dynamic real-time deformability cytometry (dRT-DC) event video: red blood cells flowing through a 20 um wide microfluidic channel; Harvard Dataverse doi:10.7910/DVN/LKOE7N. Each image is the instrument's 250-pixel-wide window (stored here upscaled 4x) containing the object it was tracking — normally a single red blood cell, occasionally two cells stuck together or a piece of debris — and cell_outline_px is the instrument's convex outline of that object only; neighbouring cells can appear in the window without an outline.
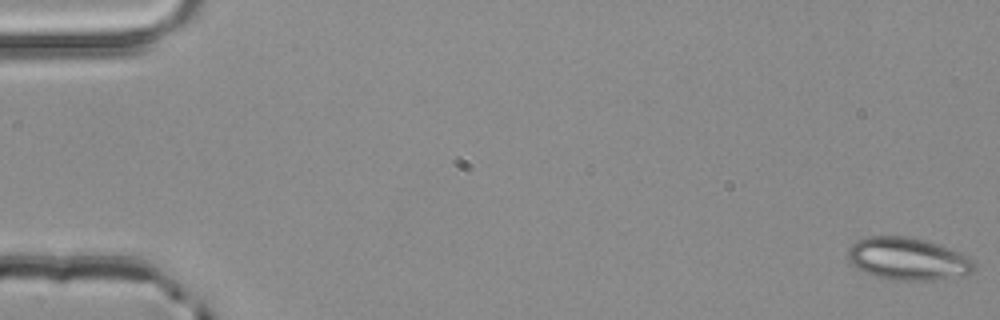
{"species": "common noctule bat (a hibernating species)", "species_latin": "Nyctalus noctula", "temperature_condition": "room temperature", "stored_images_in_passage": 54, "camera_frame_rate_fps": 3000, "um_per_image_px": 0.085, "animal": {"sex": "male", "body_mass_g": 20.4}, "frame": {"image": 1, "passage_image": 1, "time_ms": 0.0, "image_size_px": [1000, 320], "cell_outline_px": [[976, 268], [972, 272], [940, 280], [888, 280], [876, 276], [856, 268], [848, 260], [848, 248], [856, 240], [864, 236], [904, 236], [924, 240], [940, 244], [960, 252], [976, 260]], "centroid_in_image_um": [77.18, 22.0], "position_along_channel_um": 7.8, "area_um2": 31.62}}
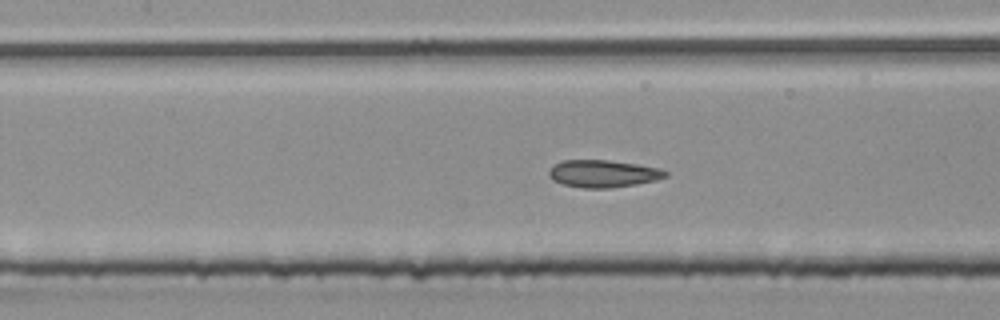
{"frame": {"image": 2, "passage_image": 25, "time_ms": 8.0, "image_size_px": [1000, 320], "cell_outline_px": [[668, 176], [656, 180], [636, 184], [612, 188], [580, 188], [564, 184], [552, 180], [548, 176], [548, 172], [560, 160], [608, 160], [636, 164], [660, 168], [668, 172]], "centroid_in_image_um": [51.27, 14.76], "position_along_channel_um": 156.1, "area_um2": 18.61}}
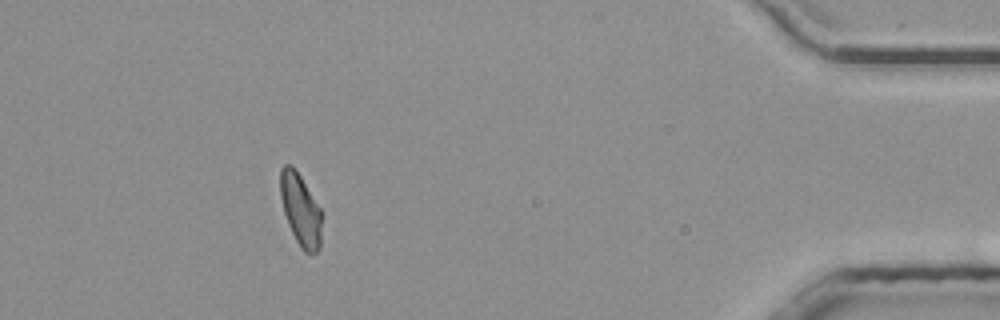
{"frame": {"image": 3, "passage_image": 49, "time_ms": 16.0, "image_size_px": [1000, 320], "cell_outline_px": [[320, 248], [312, 256], [304, 252], [300, 248], [288, 224], [284, 212], [280, 196], [280, 168], [284, 164], [292, 164], [300, 176], [320, 208]], "centroid_in_image_um": [25.52, 17.84], "position_along_channel_um": 409.7, "area_um2": 17.28}, "authors_computed_cell_mechanics": {"area_um2": 18.3226, "velocity_mm_per_s": 3.913, "shape_relaxation_time_tau1_ms": 3.8331, "shape_relaxation_time_tau2_ms": 1.4276, "deformation_change_tau1": 0.1032, "deformation_change_tau2": 0.0831}}